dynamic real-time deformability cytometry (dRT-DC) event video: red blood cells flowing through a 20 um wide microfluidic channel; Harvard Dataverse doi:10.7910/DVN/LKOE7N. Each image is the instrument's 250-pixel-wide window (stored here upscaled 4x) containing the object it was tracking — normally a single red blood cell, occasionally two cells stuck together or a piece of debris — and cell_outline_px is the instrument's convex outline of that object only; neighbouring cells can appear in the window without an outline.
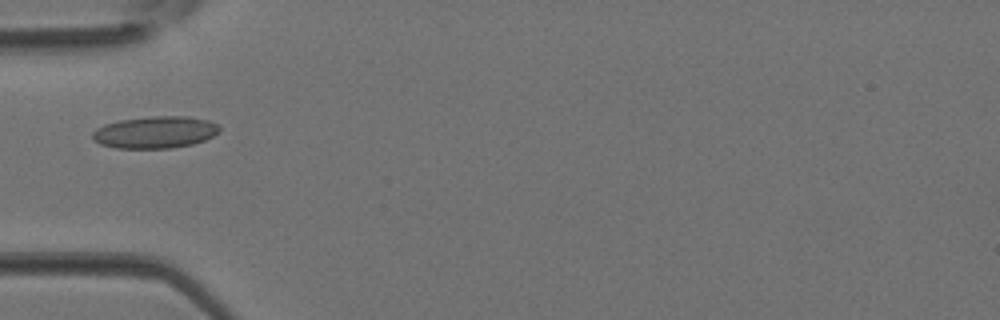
{"species": "Egyptian fruit bat (a non-hibernating species)", "species_latin": "Rousettus aegyptiacus", "temperature_condition": "room temperature", "stored_images_in_passage": 4, "camera_frame_rate_fps": 3000, "um_per_image_px": 0.085, "animal": {"sex": "female"}, "frame": {"image": 1, "passage_image": 4, "time_ms": 1.0, "image_size_px": [1000, 320], "cell_outline_px": [[220, 132], [204, 140], [192, 144], [172, 148], [116, 148], [100, 144], [92, 140], [92, 132], [96, 128], [104, 124], [120, 120], [152, 116], [188, 116], [208, 120], [216, 124], [220, 128]], "centroid_in_image_um": [13.16, 11.24], "position_along_channel_um": 71.8, "area_um2": 23.76}}